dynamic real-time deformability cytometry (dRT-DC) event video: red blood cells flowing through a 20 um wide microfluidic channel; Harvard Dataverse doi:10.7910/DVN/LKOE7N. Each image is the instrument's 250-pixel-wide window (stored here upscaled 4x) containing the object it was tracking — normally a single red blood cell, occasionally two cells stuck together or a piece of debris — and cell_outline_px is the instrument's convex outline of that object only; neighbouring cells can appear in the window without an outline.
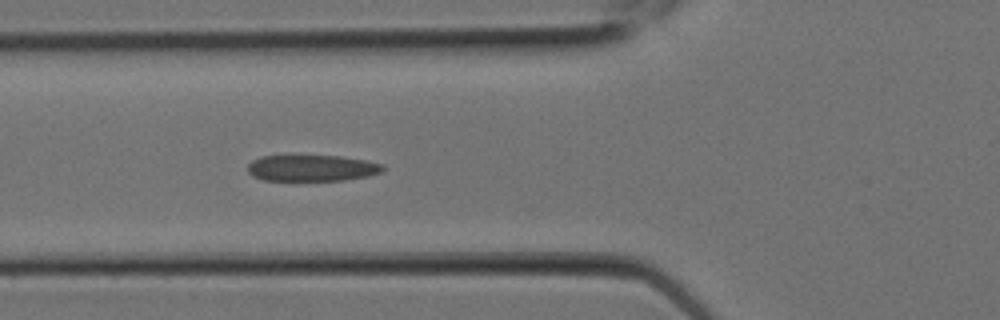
{"species": "Egyptian fruit bat (a non-hibernating species)", "species_latin": "Rousettus aegyptiacus", "temperature_condition": "room temperature", "stored_images_in_passage": 7, "camera_frame_rate_fps": 3000, "um_per_image_px": 0.085, "animal": {"sex": "female"}, "frame": {"image": 1, "passage_image": 7, "time_ms": 2.0, "image_size_px": [1000, 320], "cell_outline_px": [[388, 168], [384, 172], [368, 176], [344, 180], [264, 180], [252, 176], [248, 172], [248, 164], [252, 160], [260, 156], [340, 156], [368, 160], [384, 164]], "centroid_in_image_um": [26.58, 14.28], "position_along_channel_um": 99.2, "area_um2": 20.92}}